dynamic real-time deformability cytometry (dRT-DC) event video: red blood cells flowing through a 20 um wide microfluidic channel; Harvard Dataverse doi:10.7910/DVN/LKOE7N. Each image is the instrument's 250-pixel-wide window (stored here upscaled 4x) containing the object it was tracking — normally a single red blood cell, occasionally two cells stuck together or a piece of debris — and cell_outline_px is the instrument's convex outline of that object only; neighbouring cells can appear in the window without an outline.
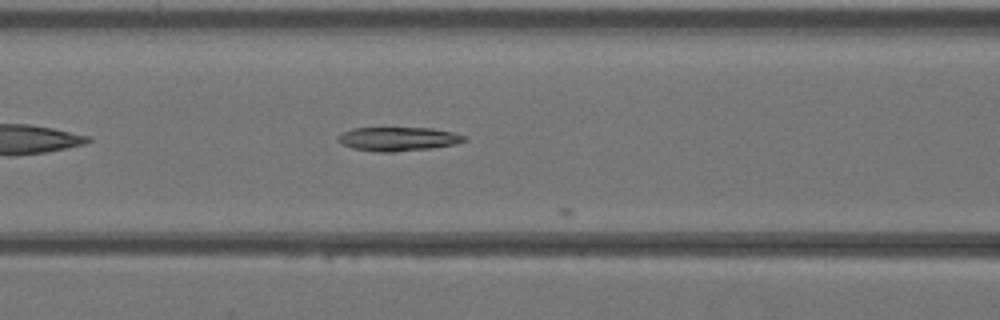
{"species": "Egyptian fruit bat (a non-hibernating species)", "species_latin": "Rousettus aegyptiacus", "temperature_condition": "warm", "stored_images_in_passage": 16, "camera_frame_rate_fps": 3000, "um_per_image_px": 0.085, "animal": {"sex": "female"}, "frame": {"image": 1, "passage_image": 15, "time_ms": 4.667, "image_size_px": [1000, 320], "cell_outline_px": [[468, 140], [456, 144], [432, 148], [396, 152], [376, 152], [352, 148], [340, 144], [336, 140], [336, 136], [340, 132], [352, 128], [432, 128], [452, 132], [468, 136]], "centroid_in_image_um": [33.81, 11.81], "position_along_channel_um": 132.8, "area_um2": 17.98}}